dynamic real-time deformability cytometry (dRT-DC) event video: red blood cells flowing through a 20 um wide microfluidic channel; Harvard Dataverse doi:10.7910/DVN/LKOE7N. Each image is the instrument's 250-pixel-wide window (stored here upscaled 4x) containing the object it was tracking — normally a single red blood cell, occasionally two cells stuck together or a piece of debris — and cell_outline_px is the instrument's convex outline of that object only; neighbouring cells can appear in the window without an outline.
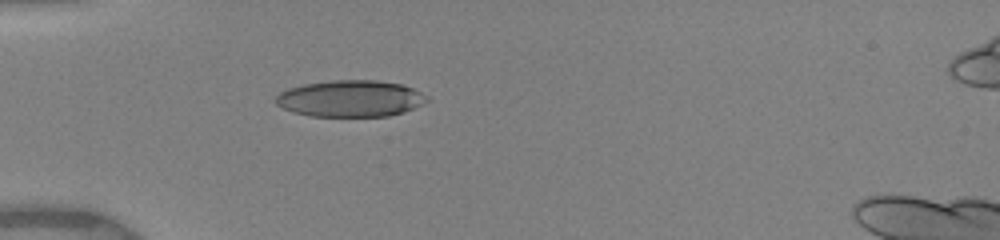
{"species": "human", "species_latin": "Homo sapiens", "temperature_condition": "warm", "stored_images_in_passage": 1, "camera_frame_rate_fps": 3000, "um_per_image_px": 0.085, "donor": {"sex": "female"}, "frame": {"image": 1, "passage_image": 1, "time_ms": 0.0, "image_size_px": [1000, 240], "cell_outline_px": [[428, 100], [404, 112], [388, 116], [312, 116], [292, 112], [276, 104], [272, 100], [280, 92], [288, 88], [304, 84], [332, 80], [376, 80], [400, 84], [412, 88], [428, 96]], "centroid_in_image_um": [29.74, 8.37], "position_along_channel_um": 55.3, "area_um2": 32.14}}